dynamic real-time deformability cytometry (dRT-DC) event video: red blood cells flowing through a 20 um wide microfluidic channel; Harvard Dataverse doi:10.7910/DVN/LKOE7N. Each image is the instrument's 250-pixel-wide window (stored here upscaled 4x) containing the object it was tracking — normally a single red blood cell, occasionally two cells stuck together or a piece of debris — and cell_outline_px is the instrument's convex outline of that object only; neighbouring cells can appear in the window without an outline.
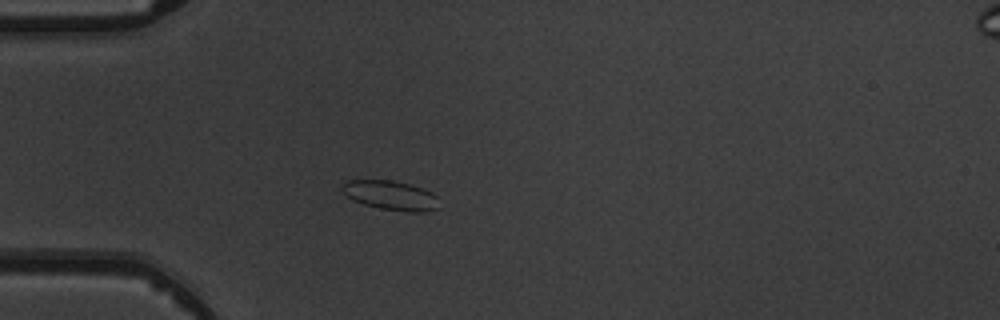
{"species": "common noctule bat (a hibernating species)", "species_latin": "Nyctalus noctula", "temperature_condition": "warm", "stored_images_in_passage": 4, "camera_frame_rate_fps": 3000, "um_per_image_px": 0.085, "animal": {"sex": "male", "body_mass_g": 19.5, "forearm_length_mm": 54.6}, "frame": {"image": 1, "passage_image": 3, "time_ms": 2.333, "image_size_px": [1000, 320], "cell_outline_px": [[440, 208], [428, 212], [408, 212], [380, 208], [364, 204], [352, 200], [340, 188], [340, 184], [344, 180], [392, 180], [408, 184], [432, 192], [436, 196]], "centroid_in_image_um": [33.2, 16.61], "position_along_channel_um": 51.8, "area_um2": 16.7}}